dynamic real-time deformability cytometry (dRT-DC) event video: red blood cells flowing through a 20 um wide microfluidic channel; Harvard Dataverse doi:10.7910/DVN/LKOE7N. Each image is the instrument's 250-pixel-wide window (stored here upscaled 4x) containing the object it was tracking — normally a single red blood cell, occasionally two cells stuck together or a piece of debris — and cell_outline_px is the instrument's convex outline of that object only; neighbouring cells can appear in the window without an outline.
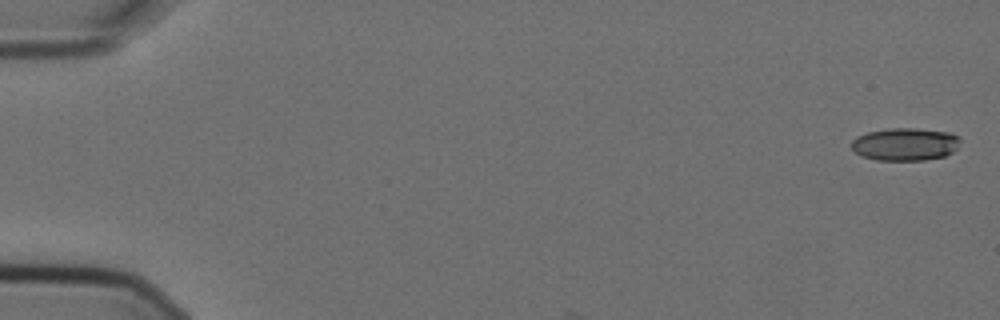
{"species": "Egyptian fruit bat (a non-hibernating species)", "species_latin": "Rousettus aegyptiacus", "temperature_condition": "cold", "stored_images_in_passage": 3, "camera_frame_rate_fps": 3000, "um_per_image_px": 0.085, "animal": {"sex": "female"}, "frame": {"image": 1, "passage_image": 1, "time_ms": 0.0, "image_size_px": [1000, 320], "cell_outline_px": [[960, 140], [956, 148], [952, 152], [944, 156], [924, 160], [876, 160], [864, 156], [856, 152], [852, 148], [852, 140], [856, 136], [868, 132], [888, 128], [916, 128], [948, 132], [960, 136]], "centroid_in_image_um": [76.94, 12.25], "position_along_channel_um": 8.1, "area_um2": 20.69}}